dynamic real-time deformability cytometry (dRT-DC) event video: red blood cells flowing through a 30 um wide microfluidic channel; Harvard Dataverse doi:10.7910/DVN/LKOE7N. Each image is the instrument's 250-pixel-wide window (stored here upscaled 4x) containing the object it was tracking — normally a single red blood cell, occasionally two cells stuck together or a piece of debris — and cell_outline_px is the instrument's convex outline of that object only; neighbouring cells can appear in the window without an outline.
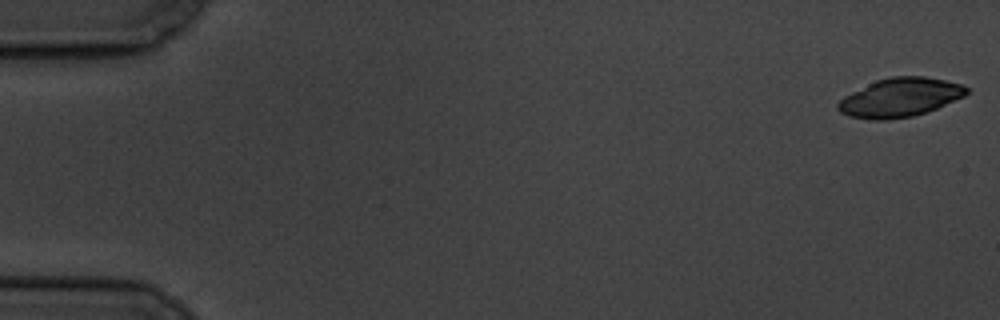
{"species": "common noctule bat (a hibernating species)", "species_latin": "Nyctalus noctula", "temperature_condition": "cold", "stored_images_in_passage": 5, "camera_frame_rate_fps": 3000, "um_per_image_px": 0.085, "animal": {"sex": "male", "body_mass_g": 19.5, "forearm_length_mm": 54.6}, "frame": {"image": 1, "passage_image": 1, "time_ms": 0.0, "image_size_px": [1000, 320], "cell_outline_px": [[968, 92], [964, 96], [936, 108], [912, 116], [884, 120], [872, 120], [848, 116], [840, 112], [836, 108], [836, 104], [844, 96], [876, 80], [892, 76], [924, 76], [944, 80], [960, 84], [968, 88]], "centroid_in_image_um": [76.46, 8.29], "position_along_channel_um": 8.5, "area_um2": 28.84}}